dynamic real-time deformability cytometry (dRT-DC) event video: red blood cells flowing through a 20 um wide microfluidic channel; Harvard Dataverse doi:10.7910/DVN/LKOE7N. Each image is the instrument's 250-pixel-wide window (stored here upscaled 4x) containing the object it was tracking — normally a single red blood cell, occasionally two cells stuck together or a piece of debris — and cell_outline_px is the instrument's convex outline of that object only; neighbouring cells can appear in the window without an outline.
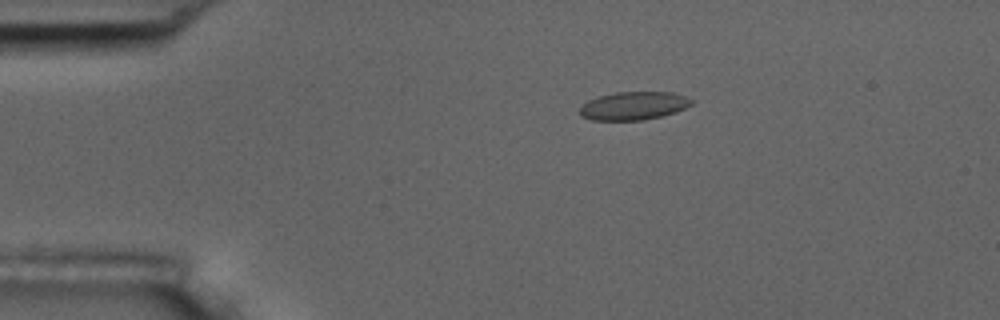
{"species": "common noctule bat (a hibernating species)", "species_latin": "Nyctalus noctula", "temperature_condition": "room temperature", "stored_images_in_passage": 8, "camera_frame_rate_fps": 3000, "um_per_image_px": 0.085, "animal": {"sex": "male", "body_mass_g": 17.5, "forearm_length_mm": 52.3}, "frame": {"image": 1, "passage_image": 3, "time_ms": 2.333, "image_size_px": [1000, 320], "cell_outline_px": [[692, 104], [676, 112], [644, 120], [592, 120], [580, 116], [580, 108], [588, 100], [600, 96], [616, 92], [672, 92], [684, 96], [692, 100]], "centroid_in_image_um": [53.84, 8.99], "position_along_channel_um": 31.2, "area_um2": 18.21}}
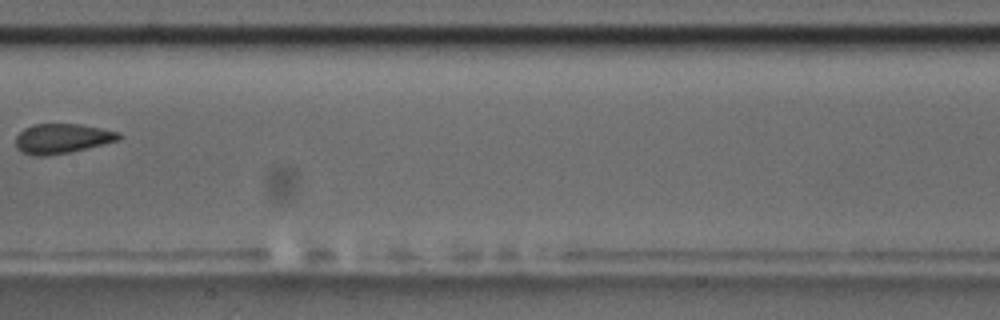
{"frame": {"image": 2, "passage_image": 8, "time_ms": 8.333, "image_size_px": [1000, 320], "cell_outline_px": [[124, 136], [120, 140], [88, 148], [68, 152], [44, 156], [32, 156], [20, 152], [16, 148], [16, 136], [24, 128], [32, 124], [80, 124], [120, 132]], "centroid_in_image_um": [5.28, 11.78], "position_along_channel_um": 202.1, "area_um2": 18.09}}